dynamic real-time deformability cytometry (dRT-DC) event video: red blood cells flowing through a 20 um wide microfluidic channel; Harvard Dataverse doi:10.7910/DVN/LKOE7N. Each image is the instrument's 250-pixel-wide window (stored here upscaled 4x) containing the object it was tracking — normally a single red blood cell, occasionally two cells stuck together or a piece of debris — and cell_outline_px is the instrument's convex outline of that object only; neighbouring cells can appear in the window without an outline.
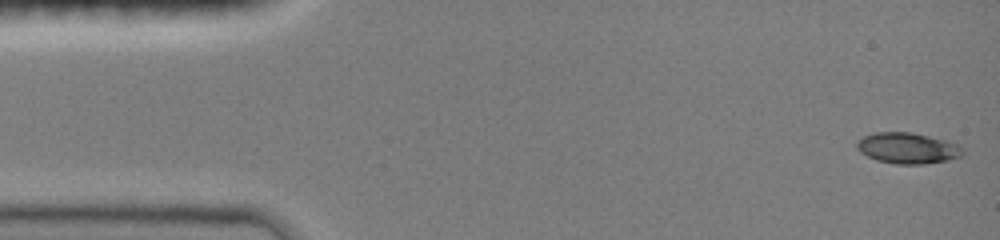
{"species": "common noctule bat (a hibernating species)", "species_latin": "Nyctalus noctula", "temperature_condition": "room temperature", "stored_images_in_passage": 47, "camera_frame_rate_fps": 3000, "um_per_image_px": 0.085, "animal": {"sex": "female", "body_mass_g": 19.0, "forearm_length_mm": 51.5}, "frame": {"image": 1, "passage_image": 1, "time_ms": 0.0, "image_size_px": [1000, 240], "cell_outline_px": [[964, 152], [960, 156], [948, 160], [924, 164], [896, 164], [876, 160], [860, 152], [856, 148], [856, 140], [864, 136], [876, 132], [912, 132], [944, 140], [956, 144]], "centroid_in_image_um": [77.09, 12.59], "position_along_channel_um": 7.9, "area_um2": 18.96}}
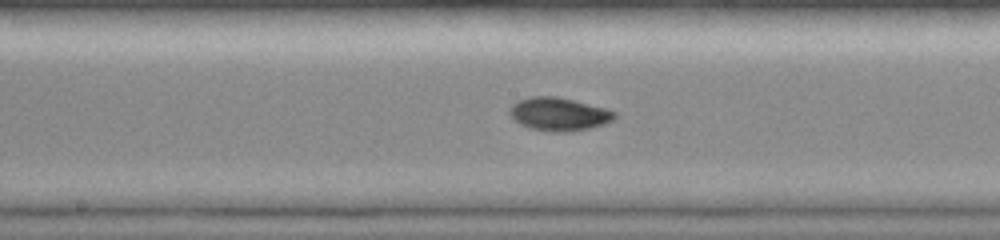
{"frame": {"image": 2, "passage_image": 24, "time_ms": 7.667, "image_size_px": [1000, 240], "cell_outline_px": [[616, 116], [612, 120], [604, 124], [588, 128], [568, 132], [552, 132], [528, 128], [520, 124], [508, 112], [508, 108], [516, 100], [532, 96], [556, 96], [604, 108], [616, 112]], "centroid_in_image_um": [47.45, 9.7], "position_along_channel_um": 200.7, "area_um2": 20.23}}
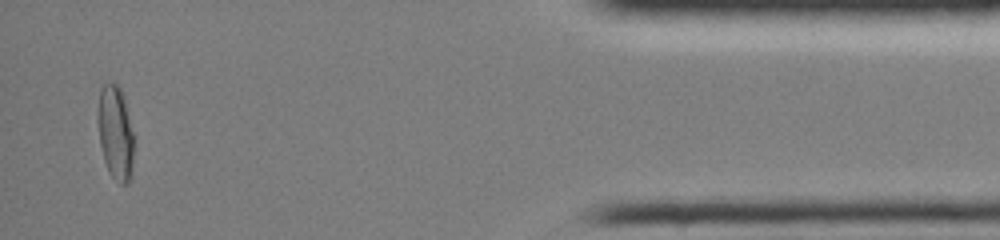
{"frame": {"image": 3, "passage_image": 45, "time_ms": 14.667, "image_size_px": [1000, 240], "cell_outline_px": [[136, 140], [132, 176], [128, 184], [120, 184], [108, 172], [104, 160], [100, 144], [96, 120], [100, 88], [108, 80], [116, 84], [120, 88], [124, 96]], "centroid_in_image_um": [9.84, 11.29], "position_along_channel_um": 425.4, "area_um2": 20.87}, "authors_computed_cell_mechanics": {"area_um2": 18.9584, "velocity_mm_per_s": 4.0497, "shape_relaxation_time_tau1_ms": 7.6254, "shape_relaxation_time_tau2_ms": 1.5369, "deformation_change_tau1": 0.2406, "deformation_change_tau2": 0.044}}